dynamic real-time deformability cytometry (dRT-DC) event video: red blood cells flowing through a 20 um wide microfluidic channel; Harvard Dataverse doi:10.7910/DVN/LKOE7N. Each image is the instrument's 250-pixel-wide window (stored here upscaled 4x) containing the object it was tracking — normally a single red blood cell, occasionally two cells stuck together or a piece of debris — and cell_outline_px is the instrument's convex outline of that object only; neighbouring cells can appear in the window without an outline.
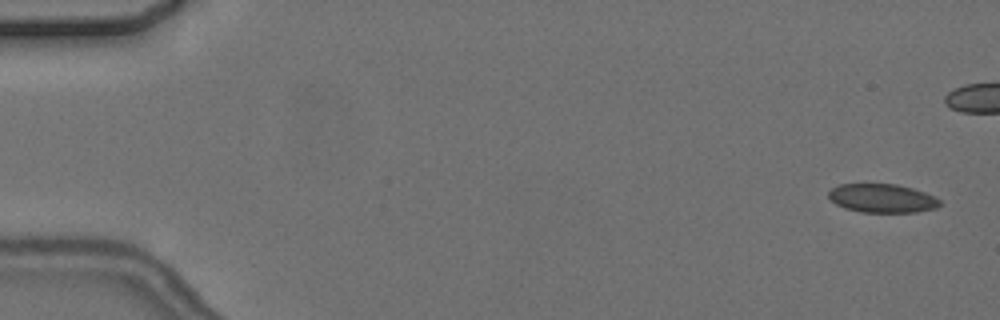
{"species": "common noctule bat (a hibernating species)", "species_latin": "Nyctalus noctula", "temperature_condition": "cold", "stored_images_in_passage": 9, "camera_frame_rate_fps": 3000, "um_per_image_px": 0.085, "animal": {"sex": "female", "body_mass_g": 24.6, "forearm_length_mm": 56.2}, "frame": {"image": 1, "passage_image": 1, "time_ms": 0.0, "image_size_px": [1000, 320], "cell_outline_px": [[940, 204], [936, 208], [916, 212], [860, 212], [844, 208], [836, 204], [828, 196], [828, 192], [832, 188], [840, 184], [896, 184], [912, 188], [936, 196], [940, 200]], "centroid_in_image_um": [74.99, 16.85], "position_along_channel_um": 10.0, "area_um2": 18.61}}